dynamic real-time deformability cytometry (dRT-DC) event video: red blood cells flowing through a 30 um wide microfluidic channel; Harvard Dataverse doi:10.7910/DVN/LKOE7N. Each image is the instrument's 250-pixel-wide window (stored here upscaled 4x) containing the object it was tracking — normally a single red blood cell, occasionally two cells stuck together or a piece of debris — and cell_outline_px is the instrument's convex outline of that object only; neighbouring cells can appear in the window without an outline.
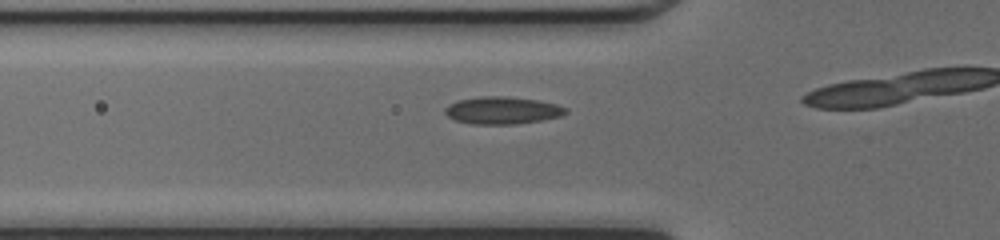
{"species": "common noctule bat (a hibernating species)", "species_latin": "Nyctalus noctula", "temperature_condition": "cold", "stored_images_in_passage": 6, "camera_frame_rate_fps": 3000, "um_per_image_px": 0.085, "animal": {"sex": "female", "body_mass_g": 17.0, "forearm_length_mm": 48.0}, "frame": {"image": 1, "passage_image": 4, "time_ms": 1.0, "image_size_px": [1000, 240], "cell_outline_px": [[568, 112], [560, 116], [540, 120], [516, 124], [472, 124], [456, 120], [448, 116], [444, 112], [444, 108], [448, 104], [460, 100], [480, 96], [508, 96], [536, 100], [556, 104], [568, 108]], "centroid_in_image_um": [42.69, 9.38], "position_along_channel_um": 83.1, "area_um2": 19.19}}